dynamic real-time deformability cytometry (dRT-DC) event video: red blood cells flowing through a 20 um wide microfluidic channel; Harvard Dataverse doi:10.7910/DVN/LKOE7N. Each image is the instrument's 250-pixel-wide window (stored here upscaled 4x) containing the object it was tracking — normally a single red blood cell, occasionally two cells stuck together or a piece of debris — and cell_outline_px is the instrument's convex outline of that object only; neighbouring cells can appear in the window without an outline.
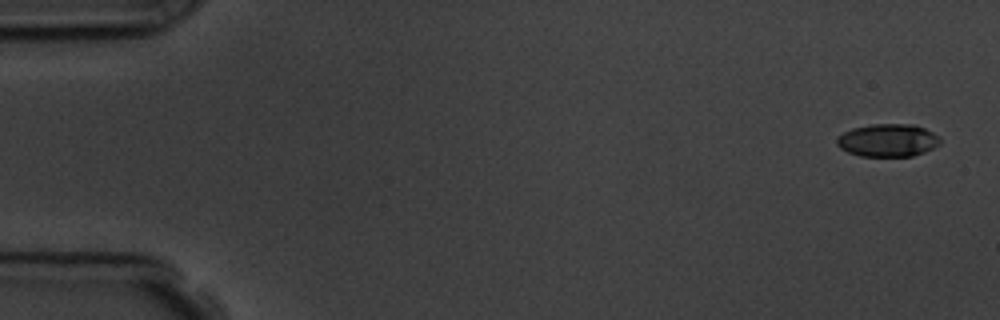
{"species": "common noctule bat (a hibernating species)", "species_latin": "Nyctalus noctula", "temperature_condition": "room temperature", "stored_images_in_passage": 56, "camera_frame_rate_fps": 3000, "um_per_image_px": 0.085, "animal": {"sex": "male", "body_mass_g": 19.5, "forearm_length_mm": 54.6}, "frame": {"image": 1, "passage_image": 1, "time_ms": 0.0, "image_size_px": [1000, 320], "cell_outline_px": [[940, 144], [924, 152], [912, 156], [860, 156], [848, 152], [840, 148], [836, 144], [836, 140], [844, 132], [852, 128], [872, 124], [912, 124], [924, 128], [940, 136]], "centroid_in_image_um": [75.47, 11.92], "position_along_channel_um": 9.5, "area_um2": 19.71}}
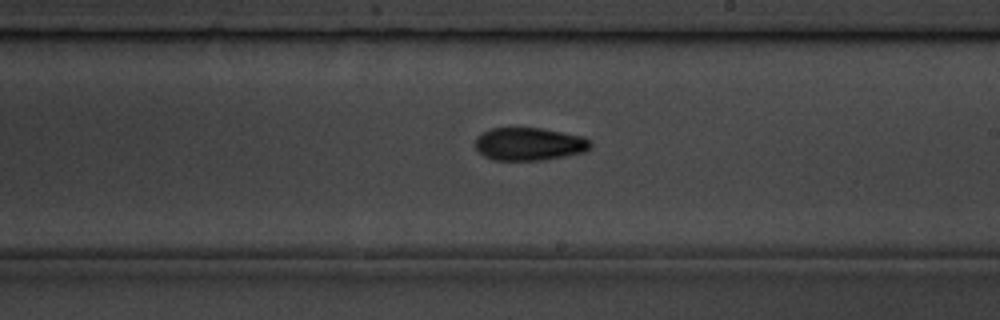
{"frame": {"image": 2, "passage_image": 32, "time_ms": 10.333, "image_size_px": [1000, 320], "cell_outline_px": [[592, 144], [584, 152], [564, 156], [540, 160], [492, 160], [484, 156], [476, 148], [476, 136], [492, 128], [540, 128], [584, 136], [592, 140]], "centroid_in_image_um": [45.0, 12.24], "position_along_channel_um": 244.0, "area_um2": 22.02}}
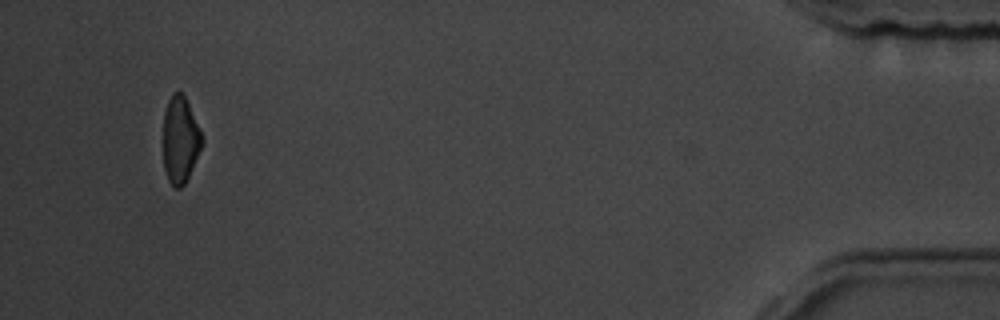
{"frame": {"image": 3, "passage_image": 53, "time_ms": 17.333, "image_size_px": [1000, 320], "cell_outline_px": [[204, 140], [188, 176], [184, 184], [180, 188], [176, 188], [168, 180], [164, 168], [164, 112], [168, 100], [172, 92], [180, 92], [184, 96], [204, 136]], "centroid_in_image_um": [15.32, 11.86], "position_along_channel_um": 419.9, "area_um2": 19.31}, "authors_computed_cell_mechanics": {"area_um2": 21.097, "velocity_mm_per_s": 3.6054, "shape_relaxation_time_tau1_ms": 4.1439, "shape_relaxation_time_tau2_ms": 5.8975, "deformation_change_tau1": 0.1436, "deformation_change_tau2": 0.1173}}